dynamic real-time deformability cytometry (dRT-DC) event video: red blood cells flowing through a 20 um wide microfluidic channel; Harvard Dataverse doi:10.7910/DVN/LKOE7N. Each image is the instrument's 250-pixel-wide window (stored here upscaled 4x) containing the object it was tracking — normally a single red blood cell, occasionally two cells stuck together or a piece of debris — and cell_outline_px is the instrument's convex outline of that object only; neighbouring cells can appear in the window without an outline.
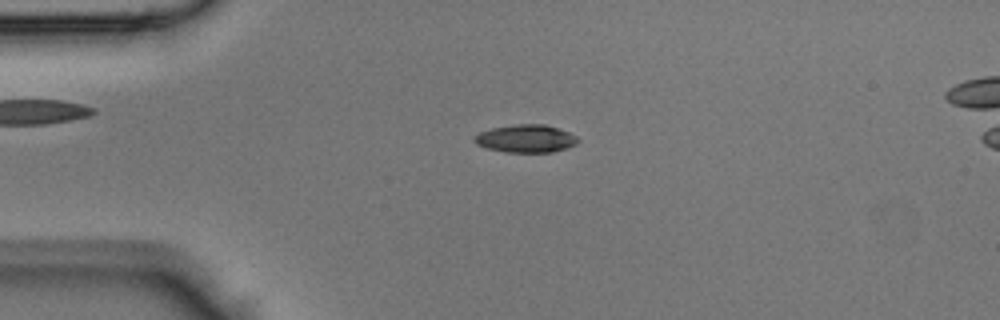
{"species": "Egyptian fruit bat (a non-hibernating species)", "species_latin": "Rousettus aegyptiacus", "temperature_condition": "room temperature", "stored_images_in_passage": 30, "camera_frame_rate_fps": 3000, "um_per_image_px": 0.085, "animal": {"sex": "male"}, "frame": {"image": 1, "passage_image": 8, "time_ms": 2.333, "image_size_px": [1000, 320], "cell_outline_px": [[580, 140], [576, 144], [552, 152], [504, 152], [488, 148], [476, 144], [472, 140], [472, 136], [480, 132], [492, 128], [516, 124], [544, 124], [568, 132], [576, 136]], "centroid_in_image_um": [44.66, 11.78], "position_along_channel_um": 40.3, "area_um2": 16.7}}
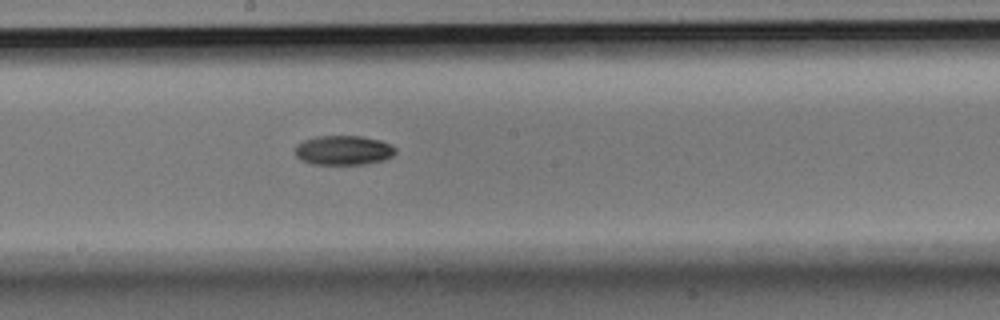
{"frame": {"image": 2, "passage_image": 21, "time_ms": 6.667, "image_size_px": [1000, 320], "cell_outline_px": [[396, 152], [392, 156], [384, 160], [364, 164], [312, 164], [300, 160], [296, 156], [292, 148], [296, 144], [304, 140], [316, 136], [360, 136], [380, 140], [392, 144], [396, 148]], "centroid_in_image_um": [29.16, 12.77], "position_along_channel_um": 219.0, "area_um2": 17.51}}
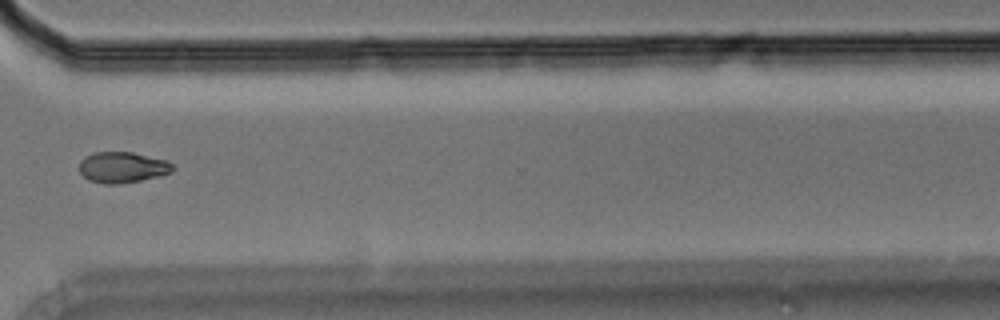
{"frame": {"image": 3, "passage_image": 30, "time_ms": 9.667, "image_size_px": [1000, 320], "cell_outline_px": [[176, 168], [172, 172], [160, 176], [120, 184], [104, 184], [88, 180], [80, 172], [80, 160], [84, 156], [92, 152], [132, 152], [168, 160]], "centroid_in_image_um": [10.42, 14.22], "position_along_channel_um": 360.2, "area_um2": 17.05}}